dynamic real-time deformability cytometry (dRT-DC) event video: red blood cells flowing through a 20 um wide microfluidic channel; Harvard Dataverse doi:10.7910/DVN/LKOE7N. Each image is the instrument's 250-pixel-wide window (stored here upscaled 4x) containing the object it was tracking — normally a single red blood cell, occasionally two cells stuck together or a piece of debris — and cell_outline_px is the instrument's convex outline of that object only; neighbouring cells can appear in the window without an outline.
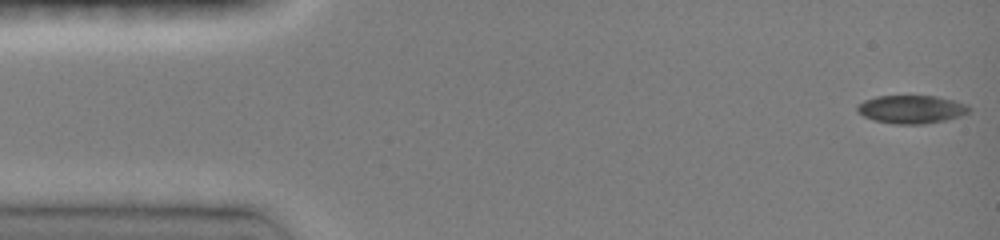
{"species": "common noctule bat (a hibernating species)", "species_latin": "Nyctalus noctula", "temperature_condition": "room temperature", "stored_images_in_passage": 15, "camera_frame_rate_fps": 3000, "um_per_image_px": 0.085, "animal": {"sex": "female", "body_mass_g": 19.0, "forearm_length_mm": 51.5}, "frame": {"image": 1, "passage_image": 1, "time_ms": 0.0, "image_size_px": [1000, 240], "cell_outline_px": [[972, 108], [968, 112], [960, 116], [944, 120], [924, 124], [892, 124], [872, 120], [856, 112], [856, 104], [864, 100], [876, 96], [936, 96], [956, 100], [968, 104]], "centroid_in_image_um": [77.45, 9.29], "position_along_channel_um": 7.5, "area_um2": 18.67}}
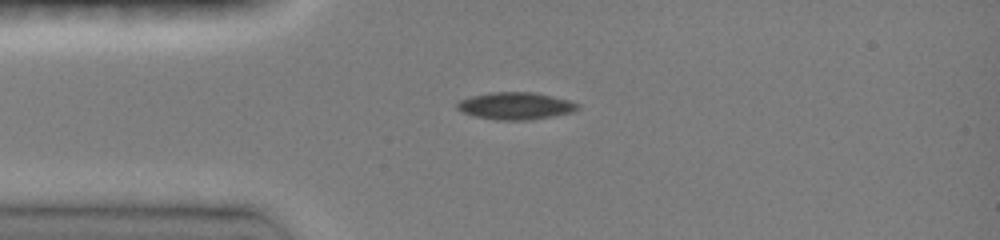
{"frame": {"image": 2, "passage_image": 11, "time_ms": 3.333, "image_size_px": [1000, 240], "cell_outline_px": [[580, 108], [572, 112], [532, 120], [500, 120], [476, 116], [464, 112], [456, 108], [456, 104], [460, 100], [472, 96], [488, 92], [532, 92], [552, 96], [568, 100], [580, 104]], "centroid_in_image_um": [43.84, 9.0], "position_along_channel_um": 41.2, "area_um2": 19.02}}